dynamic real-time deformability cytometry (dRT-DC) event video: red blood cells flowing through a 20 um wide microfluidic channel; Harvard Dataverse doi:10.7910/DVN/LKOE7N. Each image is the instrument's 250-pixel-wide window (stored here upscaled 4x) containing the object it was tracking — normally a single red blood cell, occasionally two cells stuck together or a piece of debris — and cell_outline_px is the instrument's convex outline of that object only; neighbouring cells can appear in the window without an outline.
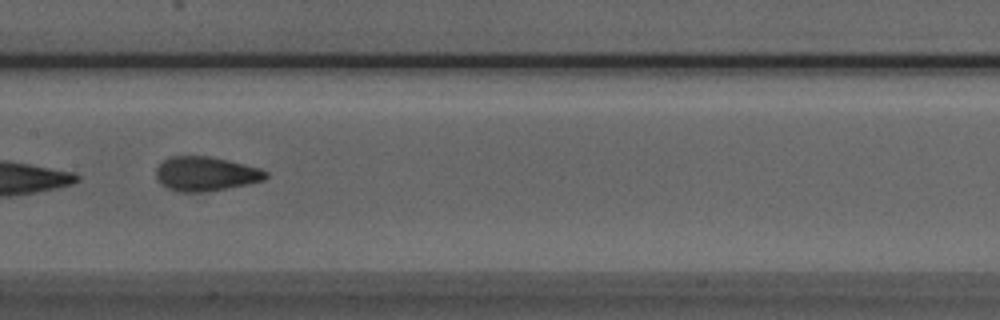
{"species": "Egyptian fruit bat (a non-hibernating species)", "species_latin": "Rousettus aegyptiacus", "temperature_condition": "room temperature", "stored_images_in_passage": 7, "camera_frame_rate_fps": 3000, "um_per_image_px": 0.085, "animal": {"sex": "male"}, "frame": {"image": 1, "passage_image": 7, "time_ms": 2.0, "image_size_px": [1000, 320], "cell_outline_px": [[268, 176], [264, 180], [248, 184], [200, 192], [176, 192], [160, 184], [156, 176], [156, 168], [168, 156], [212, 156], [260, 168], [268, 172]], "centroid_in_image_um": [17.47, 14.76], "position_along_channel_um": 189.9, "area_um2": 21.96}}